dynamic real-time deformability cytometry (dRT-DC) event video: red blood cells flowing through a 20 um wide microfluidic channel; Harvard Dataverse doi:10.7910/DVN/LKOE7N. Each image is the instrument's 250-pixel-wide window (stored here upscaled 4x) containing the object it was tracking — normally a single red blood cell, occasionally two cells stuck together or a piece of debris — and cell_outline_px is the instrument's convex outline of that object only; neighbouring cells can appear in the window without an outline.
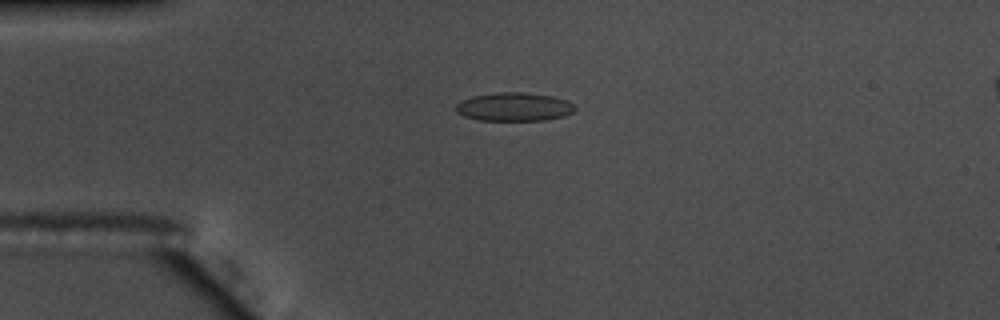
{"species": "common noctule bat (a hibernating species)", "species_latin": "Nyctalus noctula", "temperature_condition": "warm", "stored_images_in_passage": 55, "camera_frame_rate_fps": 3000, "um_per_image_px": 0.085, "animal": {"sex": "male", "body_mass_g": 17.5, "forearm_length_mm": 52.3}, "frame": {"image": 1, "passage_image": 14, "time_ms": 4.333, "image_size_px": [1000, 320], "cell_outline_px": [[576, 108], [572, 112], [564, 116], [544, 120], [480, 120], [464, 116], [456, 112], [456, 104], [472, 96], [496, 92], [520, 92], [552, 96], [568, 100]], "centroid_in_image_um": [43.7, 9.08], "position_along_channel_um": 41.3, "area_um2": 19.65}}
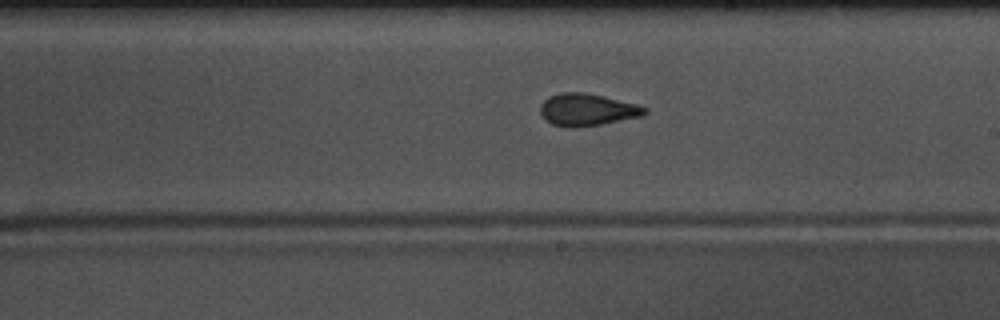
{"frame": {"image": 2, "passage_image": 32, "time_ms": 10.333, "image_size_px": [1000, 320], "cell_outline_px": [[648, 112], [640, 116], [600, 124], [576, 128], [568, 128], [552, 124], [540, 112], [540, 104], [548, 96], [560, 92], [584, 92], [604, 96], [640, 104], [648, 108]], "centroid_in_image_um": [49.92, 9.31], "position_along_channel_um": 239.1, "area_um2": 19.71}}
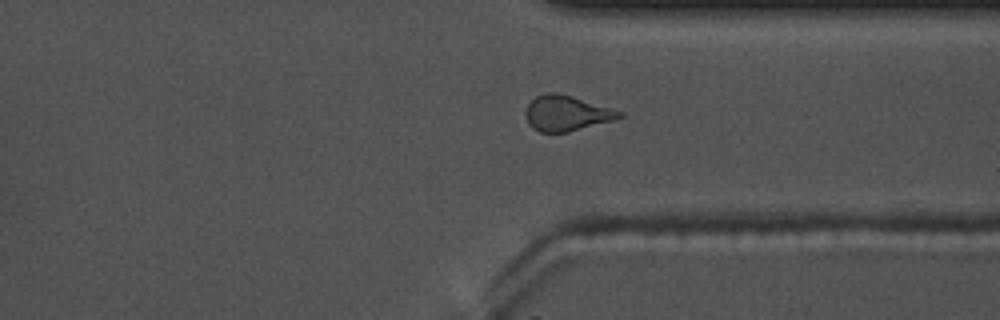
{"frame": {"image": 3, "passage_image": 42, "time_ms": 13.667, "image_size_px": [1000, 320], "cell_outline_px": [[624, 116], [612, 120], [568, 132], [540, 132], [532, 128], [528, 124], [524, 112], [528, 104], [536, 96], [548, 92], [556, 92], [572, 96], [612, 108], [624, 112]], "centroid_in_image_um": [48.13, 9.62], "position_along_channel_um": 363.3, "area_um2": 19.31}, "authors_computed_cell_mechanics": {"area_um2": 19.1896, "velocity_mm_per_s": 3.7249, "shape_relaxation_time_tau1_ms": null, "shape_relaxation_time_tau2_ms": 1.5309, "deformation_change_tau1": null, "deformation_change_tau2": 0.0775}}